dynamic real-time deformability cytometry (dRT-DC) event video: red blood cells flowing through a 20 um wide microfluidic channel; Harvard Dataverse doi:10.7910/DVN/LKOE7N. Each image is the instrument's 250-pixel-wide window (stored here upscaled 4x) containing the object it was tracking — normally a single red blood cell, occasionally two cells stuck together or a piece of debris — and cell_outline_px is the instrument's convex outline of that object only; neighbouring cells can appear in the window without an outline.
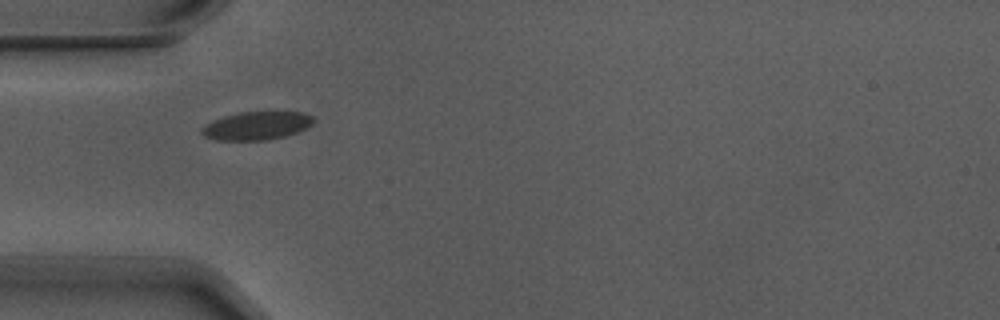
{"species": "Egyptian fruit bat (a non-hibernating species)", "species_latin": "Rousettus aegyptiacus", "temperature_condition": "warm", "stored_images_in_passage": 2, "camera_frame_rate_fps": 3000, "um_per_image_px": 0.085, "animal": {"sex": "male"}, "frame": {"image": 1, "passage_image": 1, "time_ms": 0.0, "image_size_px": [1000, 320], "cell_outline_px": [[312, 124], [296, 132], [284, 136], [268, 140], [216, 140], [204, 136], [200, 132], [200, 128], [204, 124], [212, 120], [224, 116], [240, 112], [304, 112], [312, 116]], "centroid_in_image_um": [21.74, 10.68], "position_along_channel_um": 63.3, "area_um2": 18.32}}